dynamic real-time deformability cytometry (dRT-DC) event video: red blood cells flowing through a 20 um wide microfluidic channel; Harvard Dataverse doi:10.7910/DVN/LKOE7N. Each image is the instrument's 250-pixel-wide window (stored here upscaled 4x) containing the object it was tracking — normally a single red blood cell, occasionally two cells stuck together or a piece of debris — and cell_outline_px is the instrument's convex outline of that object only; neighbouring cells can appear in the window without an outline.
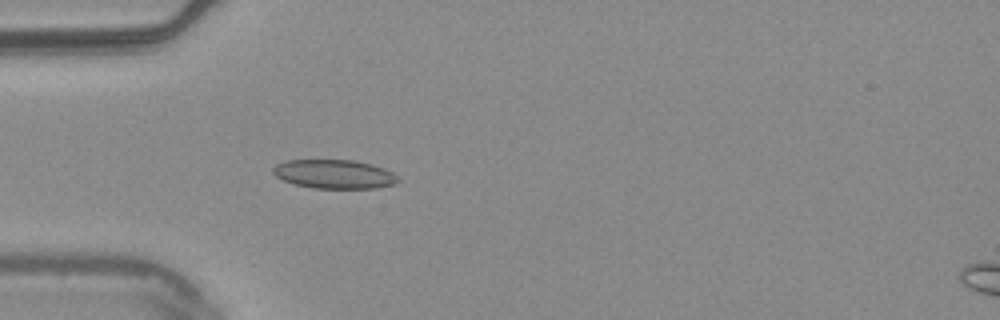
{"species": "common noctule bat (a hibernating species)", "species_latin": "Nyctalus noctula", "temperature_condition": "warm", "stored_images_in_passage": 35, "camera_frame_rate_fps": 3000, "um_per_image_px": 0.085, "animal": {"sex": "male", "body_mass_g": 20.4}, "frame": {"image": 1, "passage_image": 1, "time_ms": 0.0, "image_size_px": [1000, 320], "cell_outline_px": [[400, 180], [396, 184], [376, 188], [312, 188], [296, 184], [284, 180], [276, 176], [272, 172], [272, 168], [276, 164], [288, 160], [356, 160], [372, 164], [384, 168], [392, 172]], "centroid_in_image_um": [28.43, 14.79], "position_along_channel_um": 56.6, "area_um2": 21.1}}
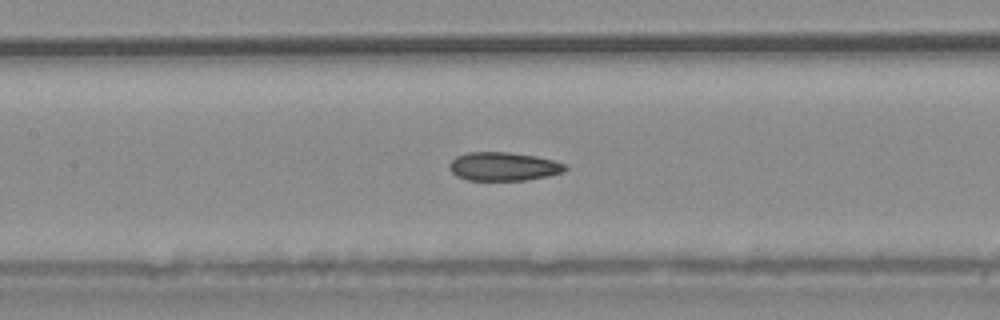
{"frame": {"image": 2, "passage_image": 10, "time_ms": 3.0, "image_size_px": [1000, 320], "cell_outline_px": [[568, 168], [564, 172], [548, 176], [524, 180], [468, 180], [456, 176], [448, 168], [448, 164], [456, 156], [468, 152], [508, 152], [536, 156], [568, 164]], "centroid_in_image_um": [42.8, 14.15], "position_along_channel_um": 164.6, "area_um2": 19.42}}
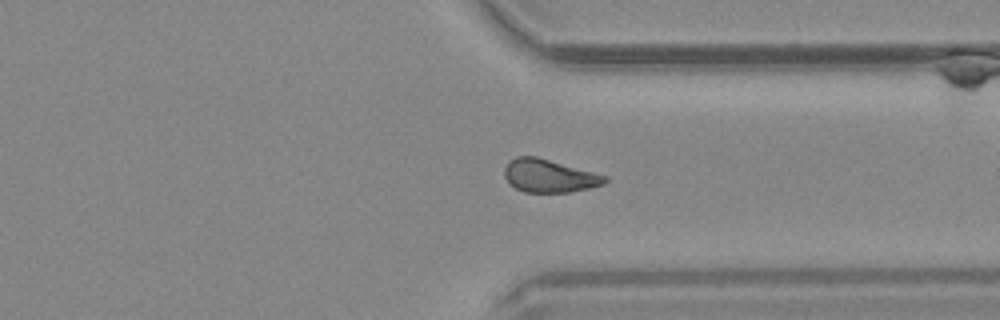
{"frame": {"image": 3, "passage_image": 26, "time_ms": 8.333, "image_size_px": [1000, 320], "cell_outline_px": [[608, 180], [604, 184], [572, 192], [524, 192], [508, 184], [504, 176], [504, 168], [508, 160], [516, 156], [536, 156], [608, 176]], "centroid_in_image_um": [46.65, 14.94], "position_along_channel_um": 364.8, "area_um2": 19.48}, "authors_computed_cell_mechanics": {"area_um2": 19.652, "velocity_mm_per_s": 3.7511, "shape_relaxation_time_tau1_ms": 7.5463, "shape_relaxation_time_tau2_ms": 2.3744, "deformation_change_tau1": 0.1196, "deformation_change_tau2": 0.0707}}